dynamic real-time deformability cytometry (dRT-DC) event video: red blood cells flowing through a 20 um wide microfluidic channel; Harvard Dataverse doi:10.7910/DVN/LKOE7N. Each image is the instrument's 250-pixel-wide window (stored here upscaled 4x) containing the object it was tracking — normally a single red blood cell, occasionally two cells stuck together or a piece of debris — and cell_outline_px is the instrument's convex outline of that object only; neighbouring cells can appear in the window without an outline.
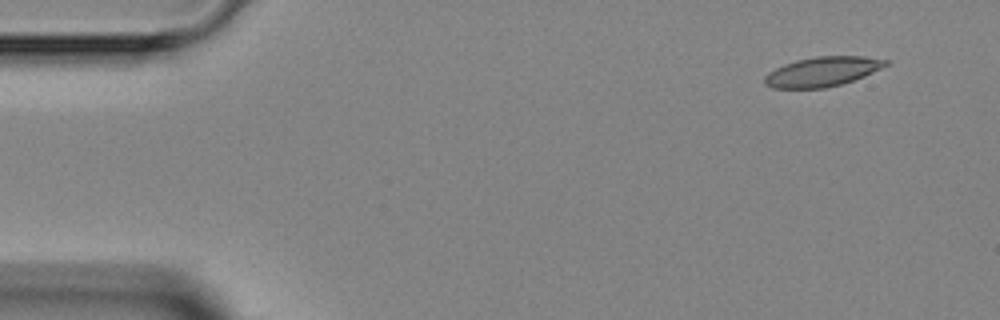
{"species": "Egyptian fruit bat (a non-hibernating species)", "species_latin": "Rousettus aegyptiacus", "temperature_condition": "room temperature", "stored_images_in_passage": 4, "camera_frame_rate_fps": 3000, "um_per_image_px": 0.085, "animal": {"sex": "female"}, "frame": {"image": 1, "passage_image": 1, "time_ms": 0.0, "image_size_px": [1000, 320], "cell_outline_px": [[888, 64], [864, 76], [840, 84], [824, 88], [772, 88], [764, 84], [764, 76], [768, 72], [784, 64], [796, 60], [816, 56], [864, 56], [888, 60]], "centroid_in_image_um": [69.86, 6.08], "position_along_channel_um": 15.1, "area_um2": 20.75}}
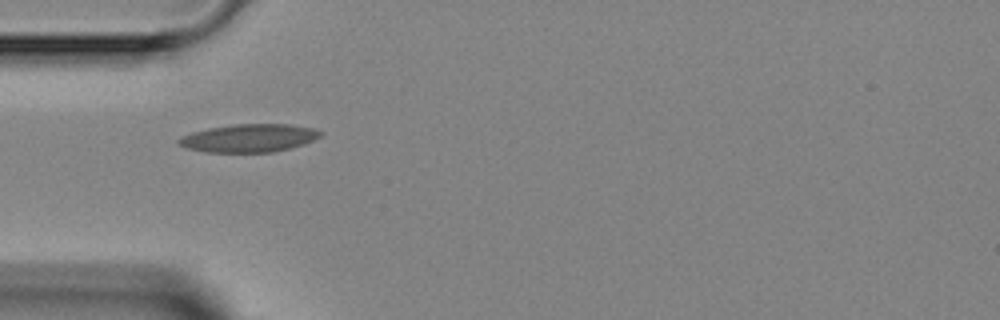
{"frame": {"image": 2, "passage_image": 4, "time_ms": 3.667, "image_size_px": [1000, 320], "cell_outline_px": [[324, 132], [320, 136], [304, 144], [272, 152], [204, 152], [188, 148], [176, 144], [176, 140], [180, 136], [192, 132], [208, 128], [232, 124], [288, 124], [316, 128]], "centroid_in_image_um": [21.14, 11.73], "position_along_channel_um": 63.9, "area_um2": 23.29}}